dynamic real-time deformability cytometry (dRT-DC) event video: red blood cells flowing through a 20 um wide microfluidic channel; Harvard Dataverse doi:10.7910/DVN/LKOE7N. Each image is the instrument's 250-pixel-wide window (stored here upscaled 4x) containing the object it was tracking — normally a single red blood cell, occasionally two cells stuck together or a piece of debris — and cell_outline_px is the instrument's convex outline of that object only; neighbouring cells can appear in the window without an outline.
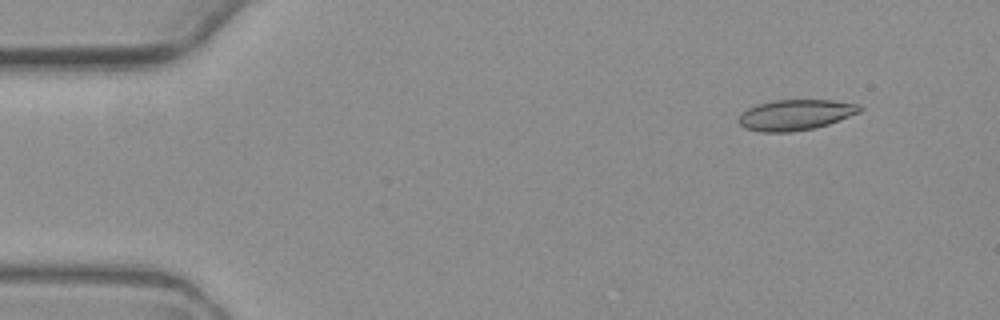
{"species": "common noctule bat (a hibernating species)", "species_latin": "Nyctalus noctula", "temperature_condition": "warm", "stored_images_in_passage": 6, "segment_of_instrument_passage": [1, 2], "camera_frame_rate_fps": 3000, "um_per_image_px": 0.085, "animal": {"sex": "female", "body_mass_g": 19.3, "forearm_length_mm": 54.1}, "frame": {"image": 1, "passage_image": 2, "time_ms": 1.0, "image_size_px": [1000, 320], "cell_outline_px": [[864, 108], [860, 112], [828, 124], [816, 128], [792, 132], [760, 132], [744, 128], [740, 124], [740, 116], [748, 108], [756, 104], [772, 100], [832, 100], [860, 104]], "centroid_in_image_um": [67.64, 9.76], "position_along_channel_um": 17.4, "area_um2": 21.68}}